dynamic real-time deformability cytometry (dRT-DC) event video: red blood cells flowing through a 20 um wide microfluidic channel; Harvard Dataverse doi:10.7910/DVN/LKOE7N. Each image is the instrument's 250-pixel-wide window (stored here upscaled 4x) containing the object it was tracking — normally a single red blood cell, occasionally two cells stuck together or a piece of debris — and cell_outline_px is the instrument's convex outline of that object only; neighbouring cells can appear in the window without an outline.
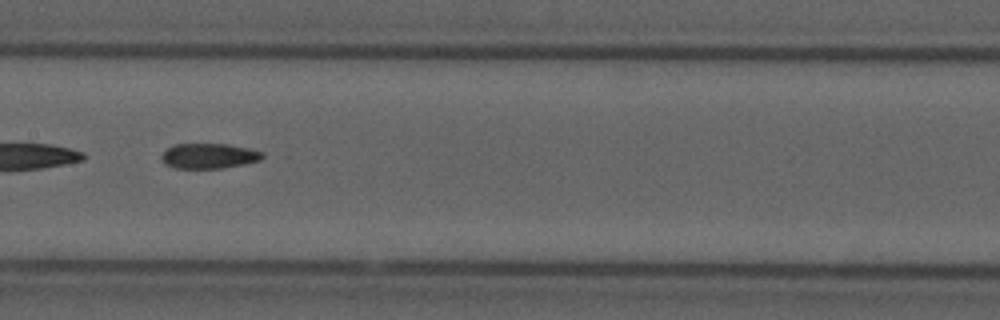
{"species": "common noctule bat (a hibernating species)", "species_latin": "Nyctalus noctula", "temperature_condition": "cold", "stored_images_in_passage": 38, "camera_frame_rate_fps": 3000, "um_per_image_px": 0.085, "animal": {"sex": "male", "forearm_length_mm": 52.5}, "frame": {"image": 1, "passage_image": 12, "time_ms": 3.667, "image_size_px": [1000, 320], "cell_outline_px": [[264, 156], [260, 160], [244, 164], [224, 168], [176, 168], [164, 164], [160, 156], [164, 148], [172, 144], [228, 144], [248, 148], [264, 152]], "centroid_in_image_um": [17.72, 13.25], "position_along_channel_um": 189.7, "area_um2": 15.03}}
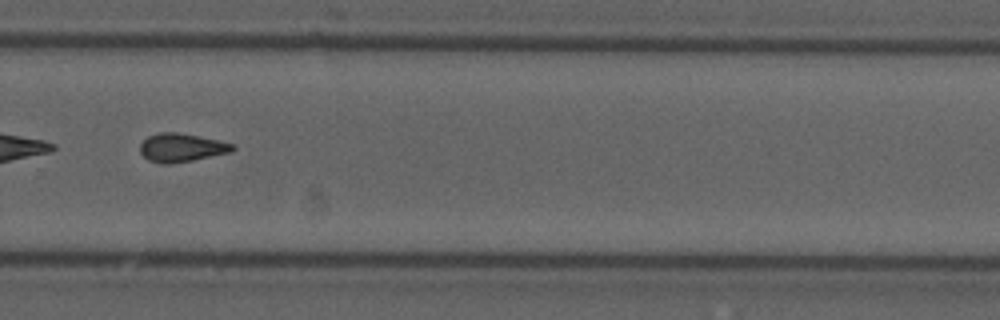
{"frame": {"image": 2, "passage_image": 22, "time_ms": 7.0, "image_size_px": [1000, 320], "cell_outline_px": [[236, 148], [232, 152], [192, 160], [168, 164], [160, 164], [148, 160], [140, 152], [140, 144], [148, 136], [160, 132], [176, 132], [236, 144]], "centroid_in_image_um": [15.43, 12.56], "position_along_channel_um": 314.4, "area_um2": 15.26}, "authors_computed_cell_mechanics": {"area_um2": 15.317, "velocity_mm_per_s": 3.7554, "shape_relaxation_time_tau1_ms": null, "shape_relaxation_time_tau2_ms": 8.1096, "deformation_change_tau1": null, "deformation_change_tau2": 0.1791}}